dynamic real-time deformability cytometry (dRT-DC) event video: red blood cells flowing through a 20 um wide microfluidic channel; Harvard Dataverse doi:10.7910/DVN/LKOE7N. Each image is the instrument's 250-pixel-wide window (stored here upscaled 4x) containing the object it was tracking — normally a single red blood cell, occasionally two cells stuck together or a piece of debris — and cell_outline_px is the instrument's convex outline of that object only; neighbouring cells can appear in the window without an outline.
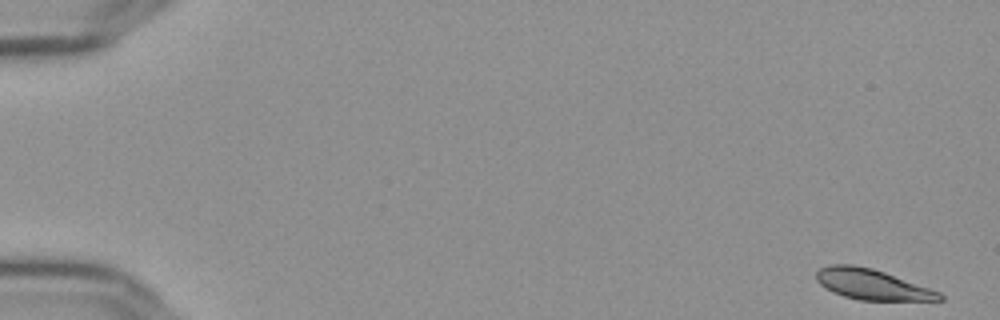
{"species": "Egyptian fruit bat (a non-hibernating species)", "species_latin": "Rousettus aegyptiacus", "temperature_condition": "cold", "stored_images_in_passage": 56, "camera_frame_rate_fps": 3000, "um_per_image_px": 0.085, "frame": {"image": 1, "passage_image": 1, "time_ms": 0.0, "image_size_px": [1000, 320], "cell_outline_px": [[944, 300], [860, 300], [844, 296], [832, 292], [820, 284], [816, 280], [816, 272], [820, 268], [828, 264], [852, 264], [872, 268], [884, 272], [940, 292], [944, 296]], "centroid_in_image_um": [74.08, 24.17], "position_along_channel_um": 10.9, "area_um2": 21.73}}
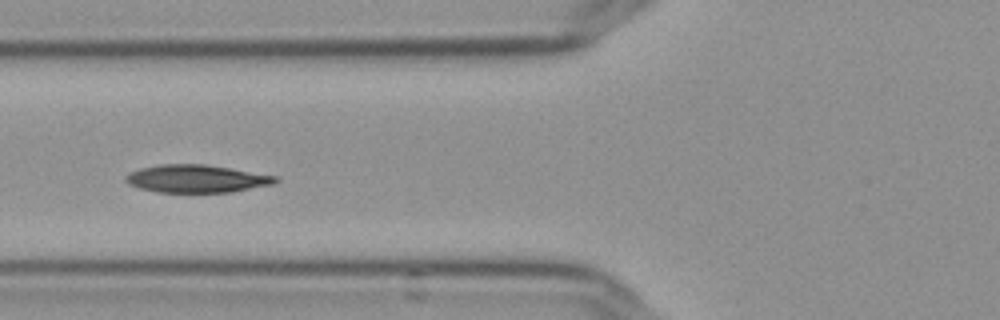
{"frame": {"image": 2, "passage_image": 22, "time_ms": 7.0, "image_size_px": [1000, 320], "cell_outline_px": [[280, 180], [276, 184], [232, 192], [156, 192], [140, 188], [128, 184], [124, 180], [124, 176], [140, 168], [160, 164], [204, 164], [276, 176]], "centroid_in_image_um": [16.71, 15.19], "position_along_channel_um": 109.1, "area_um2": 24.22}}
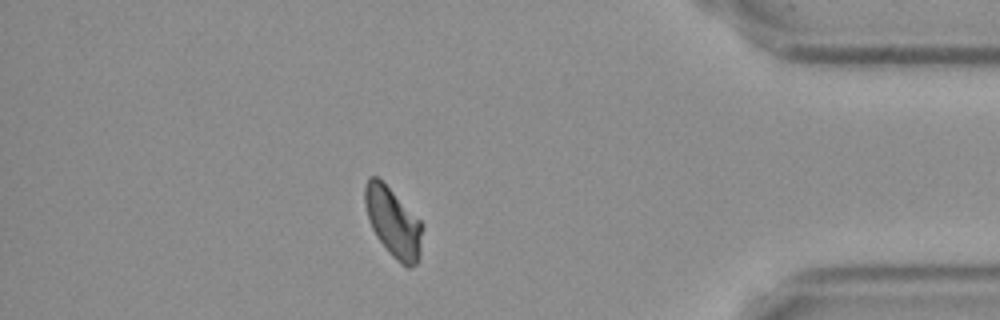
{"frame": {"image": 3, "passage_image": 49, "time_ms": 16.0, "image_size_px": [1000, 320], "cell_outline_px": [[424, 228], [420, 256], [416, 264], [408, 268], [396, 260], [392, 256], [376, 236], [372, 228], [364, 204], [364, 188], [368, 176], [376, 176], [424, 224]], "centroid_in_image_um": [33.44, 18.93], "position_along_channel_um": 401.8, "area_um2": 23.06}, "authors_computed_cell_mechanics": {"area_um2": 24.1026, "velocity_mm_per_s": 3.6191, "shape_relaxation_time_tau1_ms": 3.489, "shape_relaxation_time_tau2_ms": null, "deformation_change_tau1": 0.118, "deformation_change_tau2": null}}